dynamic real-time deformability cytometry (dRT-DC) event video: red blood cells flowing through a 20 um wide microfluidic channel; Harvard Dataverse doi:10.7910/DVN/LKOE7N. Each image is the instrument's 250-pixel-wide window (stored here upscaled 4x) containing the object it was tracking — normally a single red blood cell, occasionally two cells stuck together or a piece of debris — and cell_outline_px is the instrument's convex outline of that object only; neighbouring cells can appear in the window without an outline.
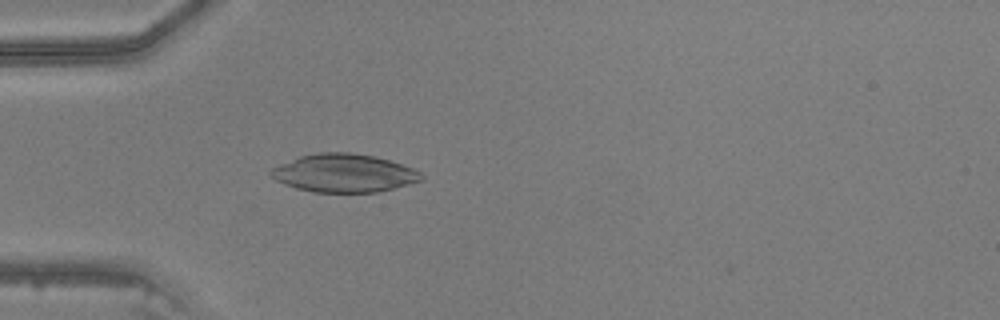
{"species": "common noctule bat (a hibernating species)", "species_latin": "Nyctalus noctula", "temperature_condition": "warm", "stored_images_in_passage": 38, "camera_frame_rate_fps": 3000, "um_per_image_px": 0.085, "animal": {"sex": "male", "body_mass_g": 20.5, "forearm_length_mm": 52.5}, "frame": {"image": 1, "passage_image": 6, "time_ms": 1.667, "image_size_px": [1000, 320], "cell_outline_px": [[424, 180], [376, 192], [312, 192], [296, 188], [276, 180], [268, 172], [272, 168], [280, 164], [300, 156], [320, 152], [348, 152], [372, 156], [388, 160], [412, 168], [420, 172], [424, 176]], "centroid_in_image_um": [29.23, 14.71], "position_along_channel_um": 55.8, "area_um2": 33.12}}
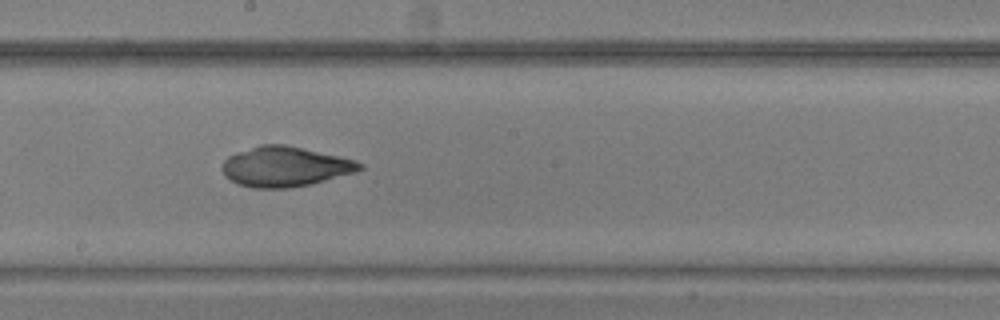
{"frame": {"image": 2, "passage_image": 18, "time_ms": 5.667, "image_size_px": [1000, 320], "cell_outline_px": [[364, 168], [356, 172], [308, 184], [288, 188], [252, 188], [240, 184], [224, 176], [224, 160], [228, 156], [236, 152], [260, 144], [284, 144], [340, 156], [356, 160], [364, 164]], "centroid_in_image_um": [24.25, 14.15], "position_along_channel_um": 223.9, "area_um2": 31.85}}
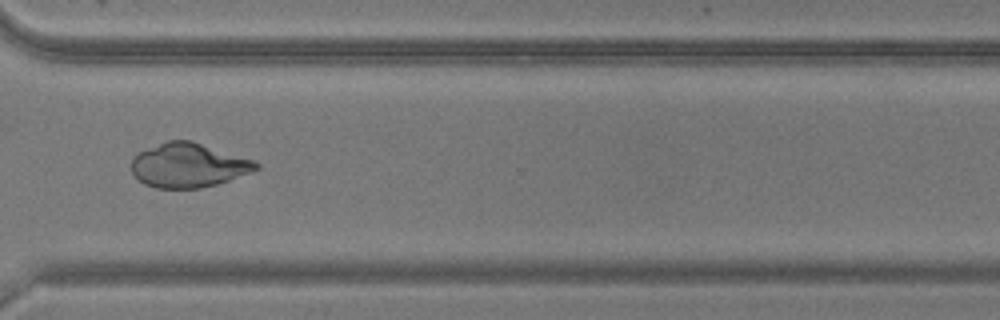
{"frame": {"image": 3, "passage_image": 27, "time_ms": 8.667, "image_size_px": [1000, 320], "cell_outline_px": [[260, 168], [228, 180], [216, 184], [200, 188], [156, 188], [144, 184], [132, 172], [132, 160], [140, 152], [168, 140], [192, 140], [252, 160], [260, 164]], "centroid_in_image_um": [16.01, 14.05], "position_along_channel_um": 354.6, "area_um2": 31.62}}